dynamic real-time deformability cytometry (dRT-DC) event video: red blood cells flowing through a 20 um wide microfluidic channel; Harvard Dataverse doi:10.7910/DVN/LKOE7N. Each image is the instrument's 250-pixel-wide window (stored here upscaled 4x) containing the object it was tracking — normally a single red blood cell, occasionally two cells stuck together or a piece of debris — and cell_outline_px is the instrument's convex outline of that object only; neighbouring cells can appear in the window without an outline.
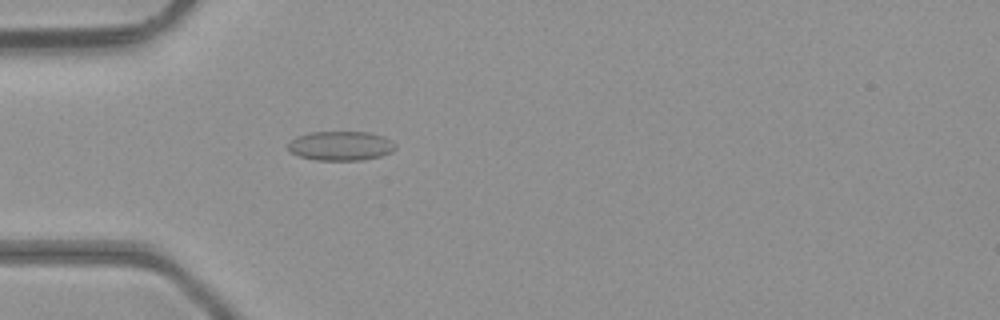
{"species": "common noctule bat (a hibernating species)", "species_latin": "Nyctalus noctula", "temperature_condition": "room temperature", "stored_images_in_passage": 43, "camera_frame_rate_fps": 3000, "um_per_image_px": 0.085, "animal": {"sex": "male", "body_mass_g": 23.1, "forearm_length_mm": 52.7}, "frame": {"image": 1, "passage_image": 11, "time_ms": 3.333, "image_size_px": [1000, 320], "cell_outline_px": [[396, 148], [392, 152], [380, 156], [360, 160], [316, 160], [300, 156], [292, 152], [288, 148], [288, 144], [296, 136], [308, 132], [368, 132], [392, 140], [396, 144]], "centroid_in_image_um": [28.97, 12.39], "position_along_channel_um": 56.0, "area_um2": 18.26}}
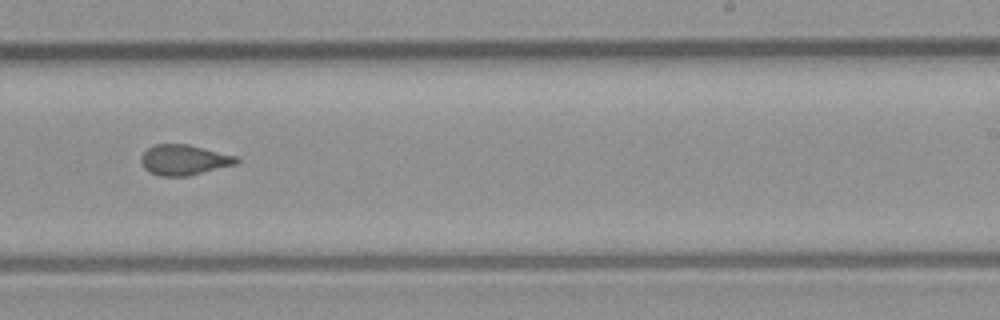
{"frame": {"image": 2, "passage_image": 26, "time_ms": 8.333, "image_size_px": [1000, 320], "cell_outline_px": [[240, 160], [236, 164], [188, 176], [160, 176], [148, 172], [144, 168], [140, 160], [140, 156], [148, 148], [156, 144], [188, 144], [236, 156]], "centroid_in_image_um": [15.61, 13.59], "position_along_channel_um": 273.4, "area_um2": 16.88}}
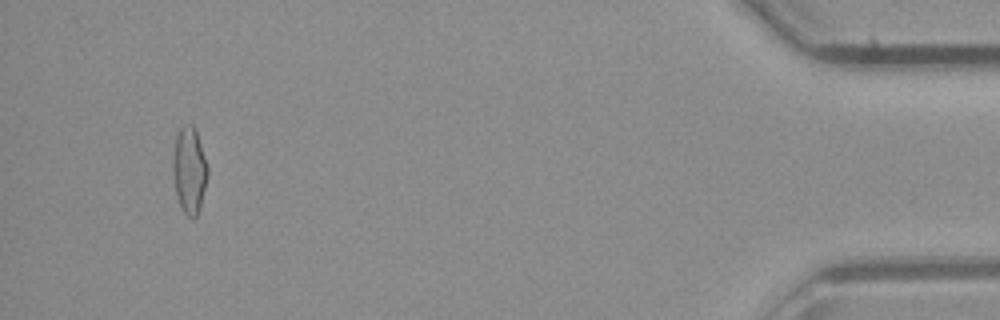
{"frame": {"image": 3, "passage_image": 41, "time_ms": 13.333, "image_size_px": [1000, 320], "cell_outline_px": [[208, 176], [200, 208], [196, 216], [192, 220], [184, 212], [180, 204], [176, 192], [172, 172], [172, 160], [176, 136], [180, 128], [184, 124], [192, 124], [196, 132], [208, 168]], "centroid_in_image_um": [16.09, 14.48], "position_along_channel_um": 419.1, "area_um2": 17.4}, "authors_computed_cell_mechanics": {"area_um2": 17.34, "velocity_mm_per_s": 4.4579, "shape_relaxation_time_tau1_ms": null, "shape_relaxation_time_tau2_ms": 0.8502, "deformation_change_tau1": null, "deformation_change_tau2": 0.0774}}